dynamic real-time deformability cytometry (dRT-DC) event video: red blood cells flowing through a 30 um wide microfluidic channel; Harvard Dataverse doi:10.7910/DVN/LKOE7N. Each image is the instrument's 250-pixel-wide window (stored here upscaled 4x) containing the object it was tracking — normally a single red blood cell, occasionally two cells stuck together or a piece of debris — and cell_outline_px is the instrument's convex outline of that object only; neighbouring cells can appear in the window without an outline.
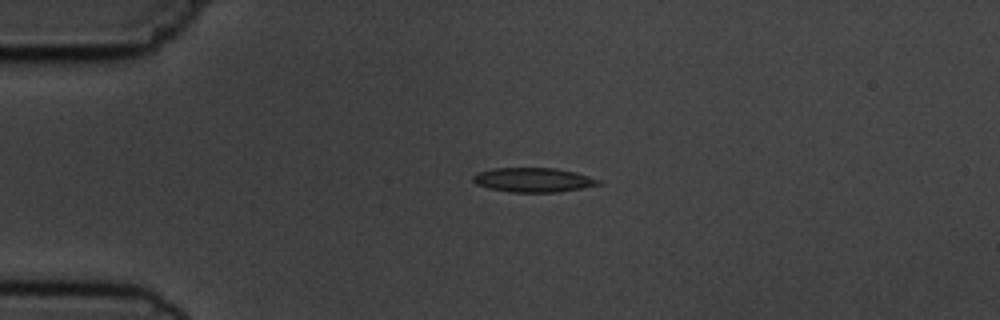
{"species": "common noctule bat (a hibernating species)", "species_latin": "Nyctalus noctula", "temperature_condition": "cold", "stored_images_in_passage": 6, "camera_frame_rate_fps": 3000, "um_per_image_px": 0.085, "animal": {"sex": "male", "body_mass_g": 19.5, "forearm_length_mm": 54.6}, "frame": {"image": 1, "passage_image": 4, "time_ms": 3.333, "image_size_px": [1000, 320], "cell_outline_px": [[604, 184], [556, 192], [512, 192], [488, 188], [476, 184], [472, 180], [472, 176], [476, 172], [492, 168], [556, 168], [576, 172], [604, 180]], "centroid_in_image_um": [45.36, 15.28], "position_along_channel_um": 39.6, "area_um2": 18.03}}
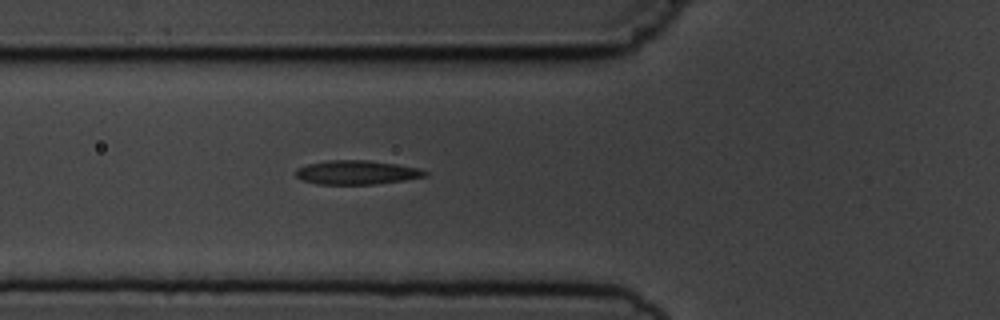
{"frame": {"image": 2, "passage_image": 6, "time_ms": 5.667, "image_size_px": [1000, 320], "cell_outline_px": [[428, 176], [404, 180], [376, 184], [316, 184], [300, 180], [296, 176], [296, 168], [308, 164], [328, 160], [368, 160], [396, 164], [420, 168], [428, 172]], "centroid_in_image_um": [30.32, 14.66], "position_along_channel_um": 95.5, "area_um2": 18.21}}